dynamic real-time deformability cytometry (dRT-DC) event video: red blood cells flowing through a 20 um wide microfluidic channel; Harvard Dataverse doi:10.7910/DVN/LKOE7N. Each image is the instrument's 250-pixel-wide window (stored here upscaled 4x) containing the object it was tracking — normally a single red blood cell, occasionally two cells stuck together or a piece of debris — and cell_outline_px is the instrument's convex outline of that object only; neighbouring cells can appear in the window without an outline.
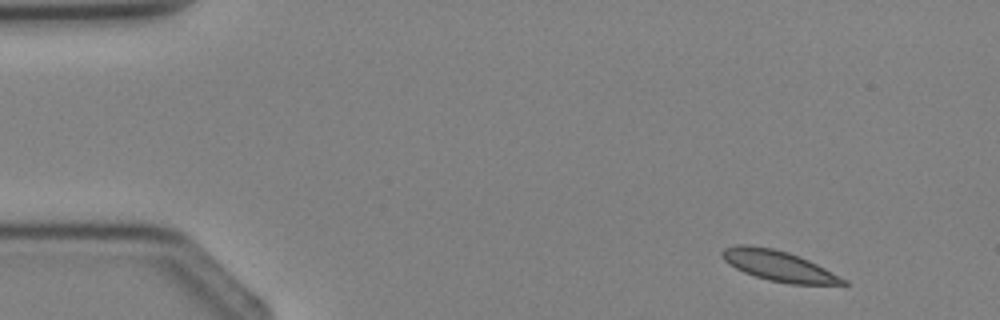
{"species": "Egyptian fruit bat (a non-hibernating species)", "species_latin": "Rousettus aegyptiacus", "temperature_condition": "cold", "stored_images_in_passage": 3, "segment_of_instrument_passage": [2, 2], "camera_frame_rate_fps": 3000, "um_per_image_px": 0.085, "animal": {"sex": "female"}, "frame": {"image": 1, "passage_image": 3, "time_ms": 3.333, "image_size_px": [1000, 320], "cell_outline_px": [[848, 284], [788, 284], [768, 280], [744, 272], [736, 268], [724, 260], [720, 252], [724, 248], [736, 244], [748, 244], [772, 248], [788, 252], [800, 256], [848, 280]], "centroid_in_image_um": [66.16, 22.58], "position_along_channel_um": 18.8, "area_um2": 21.39}}